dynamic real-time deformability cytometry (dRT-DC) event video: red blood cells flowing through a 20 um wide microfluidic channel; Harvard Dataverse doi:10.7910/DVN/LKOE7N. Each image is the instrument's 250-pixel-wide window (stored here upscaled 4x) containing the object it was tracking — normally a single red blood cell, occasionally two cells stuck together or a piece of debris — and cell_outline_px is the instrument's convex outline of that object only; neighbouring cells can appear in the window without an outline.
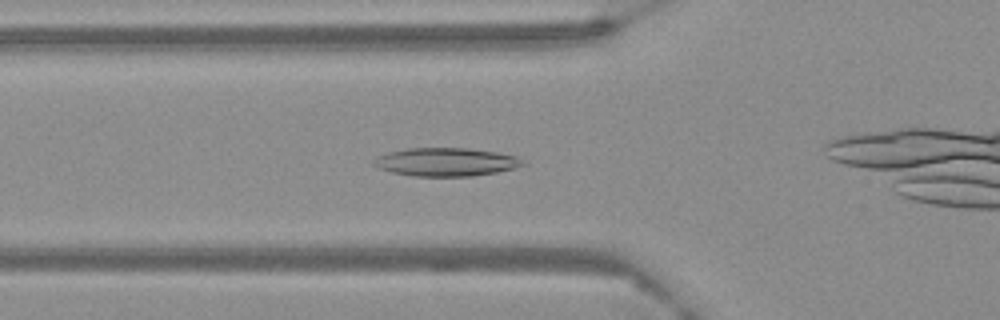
{"species": "Egyptian fruit bat (a non-hibernating species)", "species_latin": "Rousettus aegyptiacus", "temperature_condition": "warm", "stored_images_in_passage": 50, "camera_frame_rate_fps": 3000, "um_per_image_px": 0.085, "frame": {"image": 1, "passage_image": 10, "time_ms": 3.0, "image_size_px": [1000, 320], "cell_outline_px": [[528, 164], [516, 168], [496, 172], [472, 176], [412, 176], [392, 172], [380, 168], [372, 164], [372, 160], [388, 152], [408, 148], [468, 148], [496, 152], [516, 156]], "centroid_in_image_um": [37.93, 13.77], "position_along_channel_um": 87.9, "area_um2": 24.57}}
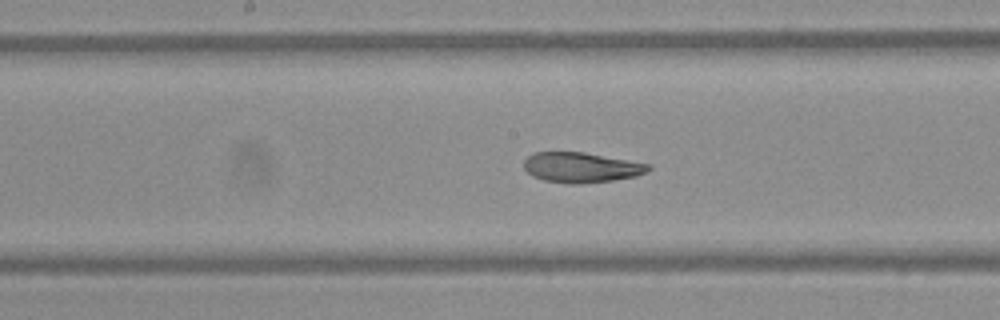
{"frame": {"image": 2, "passage_image": 20, "time_ms": 6.333, "image_size_px": [1000, 320], "cell_outline_px": [[652, 168], [636, 176], [612, 180], [580, 184], [568, 184], [544, 180], [532, 176], [524, 168], [524, 160], [532, 152], [584, 152], [652, 164]], "centroid_in_image_um": [49.4, 14.23], "position_along_channel_um": 198.8, "area_um2": 21.96}}
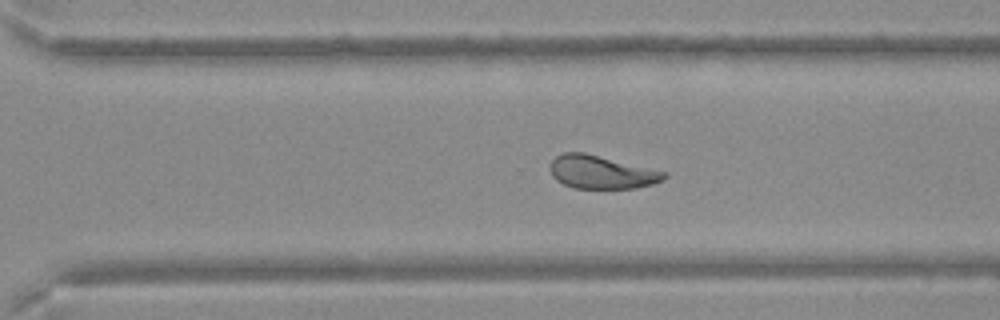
{"frame": {"image": 3, "passage_image": 31, "time_ms": 10.0, "image_size_px": [1000, 320], "cell_outline_px": [[668, 176], [664, 180], [652, 184], [636, 188], [572, 188], [556, 180], [552, 176], [552, 160], [556, 156], [564, 152], [584, 152], [668, 172]], "centroid_in_image_um": [51.16, 14.63], "position_along_channel_um": 319.4, "area_um2": 22.02}}